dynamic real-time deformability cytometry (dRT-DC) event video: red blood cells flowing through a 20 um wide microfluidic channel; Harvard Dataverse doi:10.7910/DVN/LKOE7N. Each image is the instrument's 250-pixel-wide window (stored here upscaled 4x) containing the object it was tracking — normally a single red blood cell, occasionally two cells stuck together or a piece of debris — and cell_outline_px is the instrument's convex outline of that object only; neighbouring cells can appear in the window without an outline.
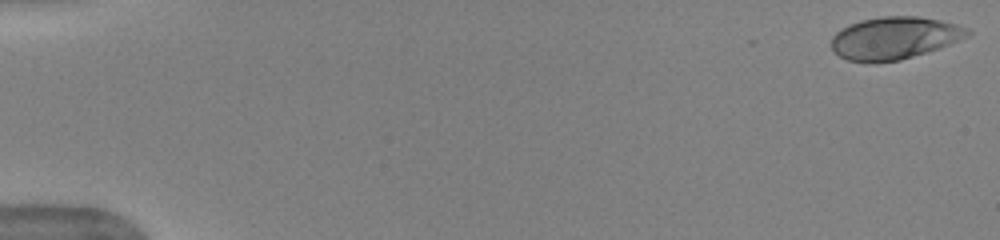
{"species": "human", "species_latin": "Homo sapiens", "temperature_condition": "warm", "stored_images_in_passage": 51, "camera_frame_rate_fps": 3000, "um_per_image_px": 0.085, "donor": {"sex": "female"}, "frame": {"image": 1, "passage_image": 1, "time_ms": 0.0, "image_size_px": [1000, 240], "cell_outline_px": [[972, 32], [968, 36], [948, 44], [900, 60], [876, 64], [848, 60], [840, 56], [832, 48], [832, 36], [840, 28], [860, 20], [880, 16], [920, 16], [940, 20], [956, 24], [968, 28]], "centroid_in_image_um": [75.99, 3.23], "position_along_channel_um": 9.0, "area_um2": 33.64}}
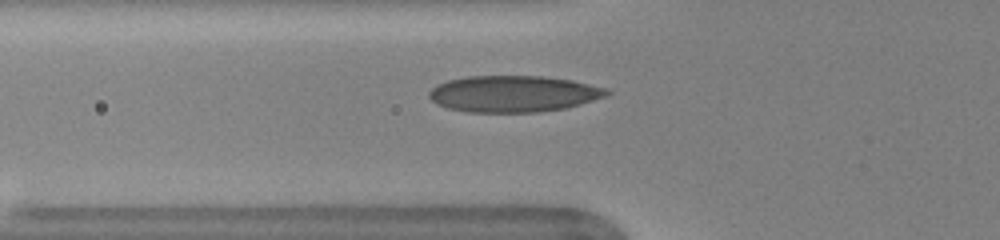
{"frame": {"image": 2, "passage_image": 19, "time_ms": 6.0, "image_size_px": [1000, 240], "cell_outline_px": [[612, 92], [604, 96], [580, 104], [564, 108], [536, 112], [468, 112], [448, 108], [436, 104], [428, 96], [428, 92], [436, 84], [448, 80], [468, 76], [544, 76], [572, 80], [608, 88]], "centroid_in_image_um": [43.62, 7.96], "position_along_channel_um": 82.2, "area_um2": 37.74}}
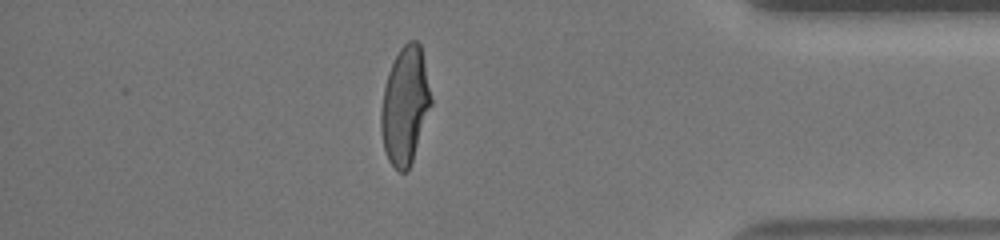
{"frame": {"image": 3, "passage_image": 45, "time_ms": 14.667, "image_size_px": [1000, 240], "cell_outline_px": [[432, 104], [412, 160], [408, 168], [404, 172], [400, 172], [388, 160], [384, 148], [380, 128], [380, 112], [384, 88], [388, 72], [400, 48], [408, 40], [416, 40], [420, 44], [432, 100]], "centroid_in_image_um": [34.42, 8.96], "position_along_channel_um": 400.8, "area_um2": 33.81}, "authors_computed_cell_mechanics": {"area_um2": 34.8534, "velocity_mm_per_s": 3.9694, "shape_relaxation_time_tau1_ms": 4.4439, "shape_relaxation_time_tau2_ms": null, "deformation_change_tau1": 0.2086, "deformation_change_tau2": null}}